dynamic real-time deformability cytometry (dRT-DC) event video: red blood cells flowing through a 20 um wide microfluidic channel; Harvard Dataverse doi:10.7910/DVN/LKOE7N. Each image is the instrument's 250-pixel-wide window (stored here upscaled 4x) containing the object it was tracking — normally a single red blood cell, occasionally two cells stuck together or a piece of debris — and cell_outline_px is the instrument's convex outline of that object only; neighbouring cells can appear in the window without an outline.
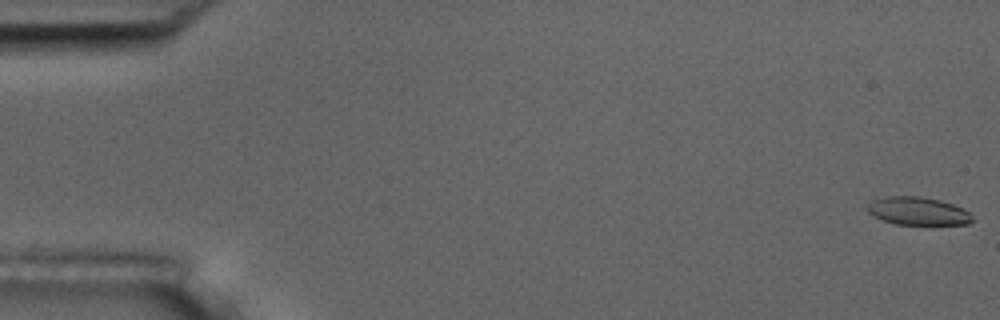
{"species": "common noctule bat (a hibernating species)", "species_latin": "Nyctalus noctula", "temperature_condition": "room temperature", "stored_images_in_passage": 55, "camera_frame_rate_fps": 3000, "um_per_image_px": 0.085, "animal": {"sex": "male", "body_mass_g": 17.5, "forearm_length_mm": 52.3}, "frame": {"image": 1, "passage_image": 1, "time_ms": 0.0, "image_size_px": [1000, 320], "cell_outline_px": [[976, 220], [968, 224], [896, 224], [872, 216], [864, 208], [872, 200], [888, 196], [920, 196], [940, 200], [964, 208]], "centroid_in_image_um": [78.01, 17.93], "position_along_channel_um": 7.0, "area_um2": 17.22}}
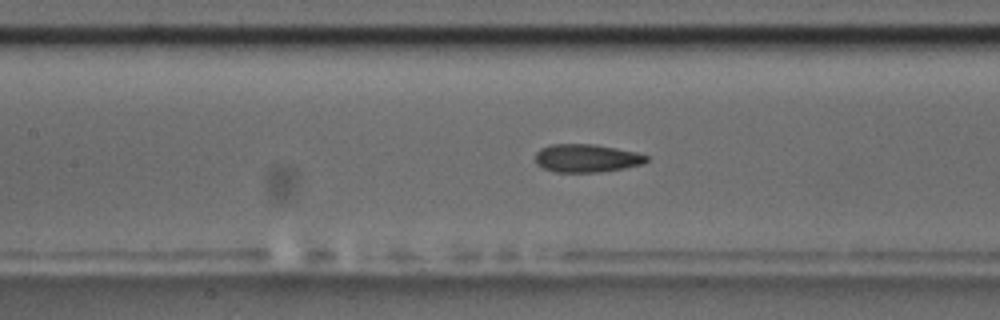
{"frame": {"image": 2, "passage_image": 25, "time_ms": 8.0, "image_size_px": [1000, 320], "cell_outline_px": [[648, 160], [644, 164], [624, 168], [600, 172], [556, 172], [544, 168], [536, 164], [536, 152], [540, 148], [552, 144], [596, 144], [636, 152], [648, 156]], "centroid_in_image_um": [49.87, 13.44], "position_along_channel_um": 157.5, "area_um2": 18.26}}
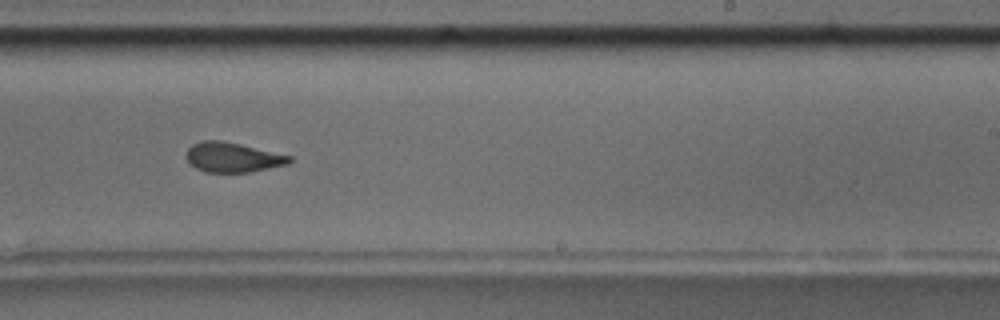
{"frame": {"image": 3, "passage_image": 34, "time_ms": 11.0, "image_size_px": [1000, 320], "cell_outline_px": [[292, 160], [288, 164], [252, 172], [204, 172], [196, 168], [184, 156], [188, 148], [192, 144], [200, 140], [220, 140], [240, 144], [292, 156]], "centroid_in_image_um": [19.76, 13.37], "position_along_channel_um": 269.2, "area_um2": 17.98}, "authors_computed_cell_mechanics": {"area_um2": 18.3804, "velocity_mm_per_s": 3.7449, "shape_relaxation_time_tau1_ms": null, "shape_relaxation_time_tau2_ms": 1.5948, "deformation_change_tau1": null, "deformation_change_tau2": 0.0794}}